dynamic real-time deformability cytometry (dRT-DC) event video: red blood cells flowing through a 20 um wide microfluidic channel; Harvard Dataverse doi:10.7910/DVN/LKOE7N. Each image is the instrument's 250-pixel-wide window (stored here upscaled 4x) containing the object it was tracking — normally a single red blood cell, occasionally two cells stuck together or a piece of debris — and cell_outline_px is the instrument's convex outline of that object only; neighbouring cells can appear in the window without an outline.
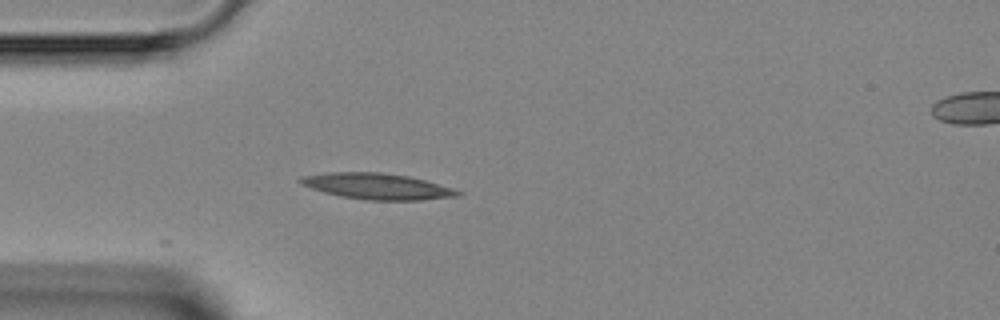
{"species": "Egyptian fruit bat (a non-hibernating species)", "species_latin": "Rousettus aegyptiacus", "temperature_condition": "room temperature", "stored_images_in_passage": 31, "camera_frame_rate_fps": 3000, "um_per_image_px": 0.085, "animal": {"sex": "female"}, "frame": {"image": 1, "passage_image": 1, "time_ms": 0.0, "image_size_px": [1000, 320], "cell_outline_px": [[464, 192], [460, 196], [420, 200], [368, 200], [340, 196], [324, 192], [300, 184], [296, 180], [300, 176], [324, 172], [380, 172], [408, 176], [424, 180], [452, 188]], "centroid_in_image_um": [32.02, 15.83], "position_along_channel_um": 53.0, "area_um2": 23.93}}
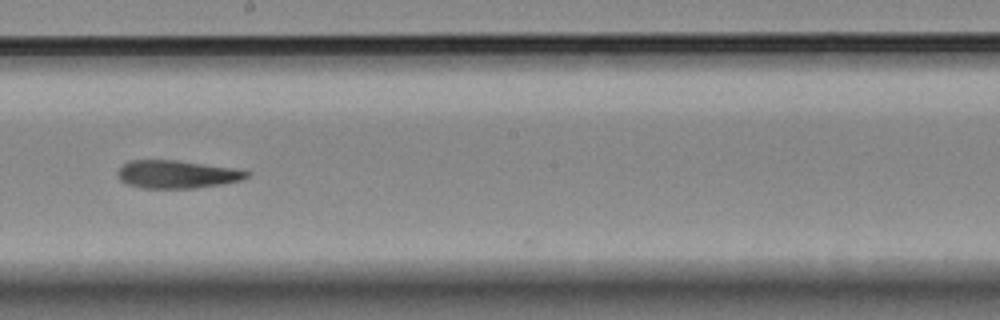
{"frame": {"image": 2, "passage_image": 14, "time_ms": 4.333, "image_size_px": [1000, 320], "cell_outline_px": [[252, 172], [244, 180], [196, 188], [144, 188], [128, 184], [120, 180], [116, 176], [116, 172], [128, 160], [176, 160], [232, 168]], "centroid_in_image_um": [15.02, 14.81], "position_along_channel_um": 233.2, "area_um2": 20.98}}
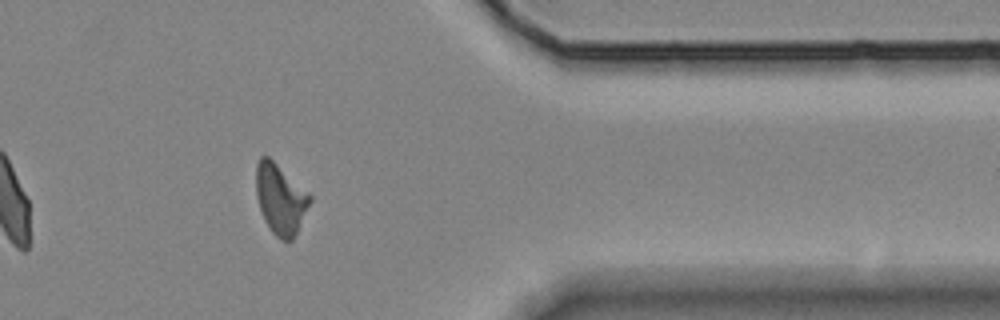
{"frame": {"image": 3, "passage_image": 26, "time_ms": 8.333, "image_size_px": [1000, 320], "cell_outline_px": [[312, 200], [292, 240], [280, 240], [272, 232], [264, 220], [256, 196], [256, 164], [260, 156], [268, 156], [308, 192], [312, 196]], "centroid_in_image_um": [23.82, 16.91], "position_along_channel_um": 387.6, "area_um2": 21.79}}